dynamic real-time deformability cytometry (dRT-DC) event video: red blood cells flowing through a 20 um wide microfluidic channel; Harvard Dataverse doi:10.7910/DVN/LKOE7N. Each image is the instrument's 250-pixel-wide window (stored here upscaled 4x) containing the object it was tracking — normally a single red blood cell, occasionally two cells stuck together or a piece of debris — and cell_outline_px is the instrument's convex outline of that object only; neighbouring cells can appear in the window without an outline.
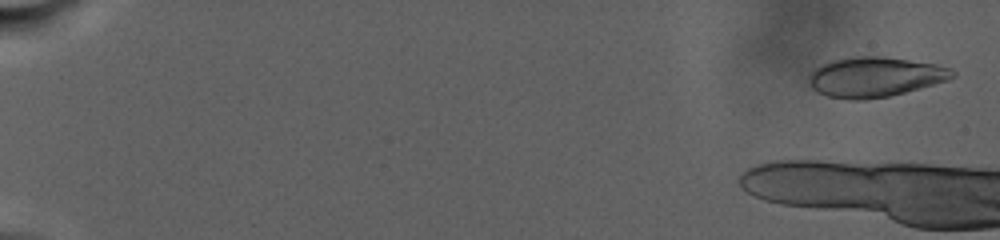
{"species": "human", "species_latin": "Homo sapiens", "temperature_condition": "warm", "stored_images_in_passage": 7, "camera_frame_rate_fps": 3000, "um_per_image_px": 0.085, "donor": {"sex": "male"}, "frame": {"image": 1, "passage_image": 1, "time_ms": 0.0, "image_size_px": [1000, 240], "cell_outline_px": [[956, 76], [948, 80], [920, 88], [888, 96], [864, 100], [848, 100], [828, 96], [816, 92], [808, 84], [808, 76], [820, 64], [832, 60], [848, 56], [884, 56], [936, 64], [948, 68], [956, 72]], "centroid_in_image_um": [74.33, 6.54], "position_along_channel_um": 10.7, "area_um2": 33.7}}